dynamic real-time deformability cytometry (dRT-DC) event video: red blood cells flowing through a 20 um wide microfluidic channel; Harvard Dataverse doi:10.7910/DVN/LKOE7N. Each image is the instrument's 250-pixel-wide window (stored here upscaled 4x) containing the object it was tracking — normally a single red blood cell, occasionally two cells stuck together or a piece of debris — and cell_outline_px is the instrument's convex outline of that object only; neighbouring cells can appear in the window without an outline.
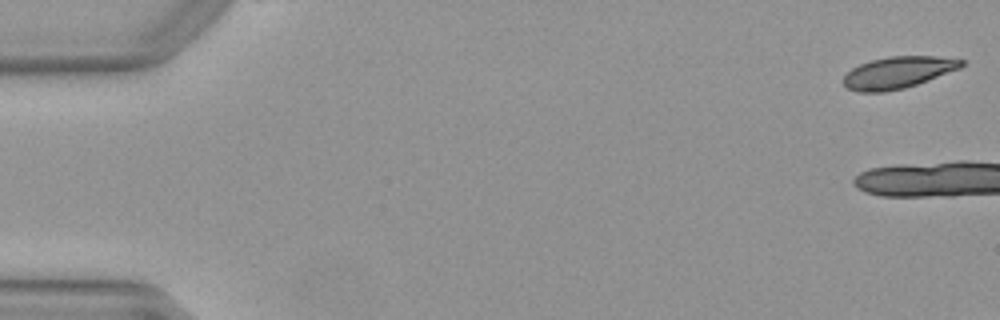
{"species": "Egyptian fruit bat (a non-hibernating species)", "species_latin": "Rousettus aegyptiacus", "temperature_condition": "warm", "stored_images_in_passage": 6, "camera_frame_rate_fps": 3000, "um_per_image_px": 0.085, "animal": {"sex": "female"}, "frame": {"image": 1, "passage_image": 1, "time_ms": 0.0, "image_size_px": [1000, 320], "cell_outline_px": [[964, 64], [960, 68], [928, 80], [904, 88], [884, 92], [860, 92], [848, 88], [844, 84], [844, 76], [852, 68], [860, 64], [872, 60], [888, 56], [936, 56], [964, 60]], "centroid_in_image_um": [76.33, 6.16], "position_along_channel_um": 8.7, "area_um2": 21.62}}